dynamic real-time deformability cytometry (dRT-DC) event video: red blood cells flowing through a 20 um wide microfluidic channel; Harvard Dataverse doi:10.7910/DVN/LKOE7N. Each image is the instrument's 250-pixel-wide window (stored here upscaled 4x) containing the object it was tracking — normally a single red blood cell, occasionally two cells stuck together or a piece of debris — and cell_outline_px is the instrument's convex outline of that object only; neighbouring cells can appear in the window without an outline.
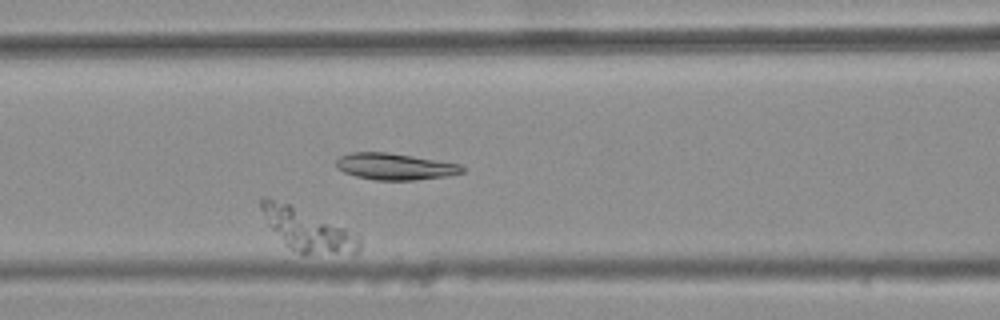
{"species": "common noctule bat (a hibernating species)", "species_latin": "Nyctalus noctula", "temperature_condition": "warm", "stored_images_in_passage": 7, "camera_frame_rate_fps": 3000, "um_per_image_px": 0.085, "animal": {"sex": "female", "body_mass_g": 25.1}, "frame": {"image": 1, "passage_image": 7, "time_ms": 2.0, "image_size_px": [1000, 320], "cell_outline_px": [[360, 248], [356, 252], [300, 252], [292, 248], [268, 224], [260, 208], [260, 200], [264, 196], [268, 196], [288, 204], [356, 232], [360, 236]], "centroid_in_image_um": [26.15, 19.48], "position_along_channel_um": 140.5, "area_um2": 22.89}}